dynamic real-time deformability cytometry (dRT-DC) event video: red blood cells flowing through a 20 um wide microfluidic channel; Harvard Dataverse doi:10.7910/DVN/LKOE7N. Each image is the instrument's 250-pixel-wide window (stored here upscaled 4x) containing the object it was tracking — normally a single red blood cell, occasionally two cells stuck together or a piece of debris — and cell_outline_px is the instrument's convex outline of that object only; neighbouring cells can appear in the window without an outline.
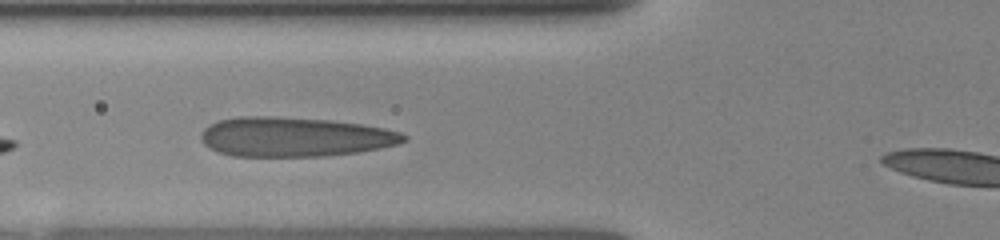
{"species": "human", "species_latin": "Homo sapiens", "temperature_condition": "room temperature", "stored_images_in_passage": 18, "camera_frame_rate_fps": 3000, "um_per_image_px": 0.085, "donor": {"sex": "female"}, "frame": {"image": 1, "passage_image": 3, "time_ms": 1.0, "image_size_px": [1000, 240], "cell_outline_px": [[408, 140], [396, 144], [380, 148], [356, 152], [324, 156], [232, 156], [220, 152], [204, 144], [200, 140], [200, 136], [204, 128], [220, 120], [240, 116], [272, 116], [328, 120], [360, 124], [384, 128], [400, 132], [408, 136]], "centroid_in_image_um": [25.04, 11.63], "position_along_channel_um": 100.8, "area_um2": 46.47}}
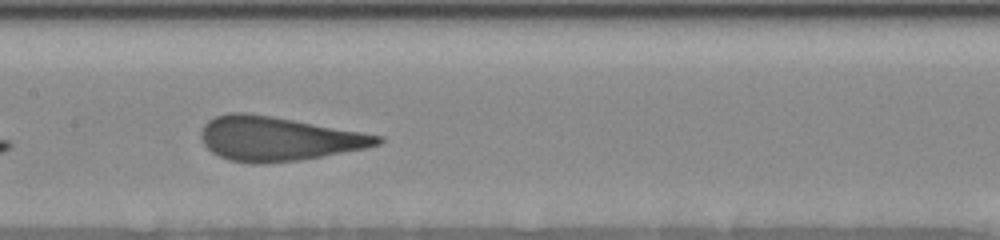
{"frame": {"image": 2, "passage_image": 8, "time_ms": 3.0, "image_size_px": [1000, 240], "cell_outline_px": [[384, 140], [380, 144], [364, 148], [320, 156], [296, 160], [260, 164], [252, 164], [228, 160], [212, 152], [204, 144], [200, 136], [200, 132], [204, 124], [208, 120], [216, 116], [228, 112], [244, 112], [272, 116], [384, 136]], "centroid_in_image_um": [23.59, 11.78], "position_along_channel_um": 183.8, "area_um2": 45.14}}